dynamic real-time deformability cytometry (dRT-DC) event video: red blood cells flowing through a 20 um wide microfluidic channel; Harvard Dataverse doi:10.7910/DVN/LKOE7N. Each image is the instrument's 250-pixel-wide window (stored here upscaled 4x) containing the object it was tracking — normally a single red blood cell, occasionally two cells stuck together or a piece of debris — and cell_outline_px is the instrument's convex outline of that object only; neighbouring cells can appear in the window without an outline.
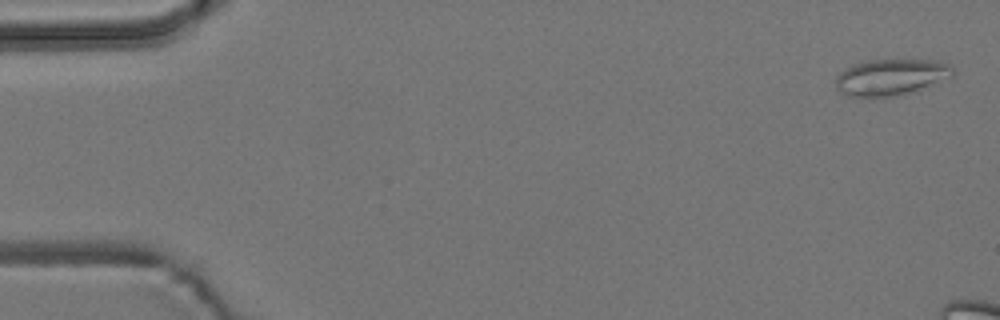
{"species": "common noctule bat (a hibernating species)", "species_latin": "Nyctalus noctula", "temperature_condition": "room temperature", "stored_images_in_passage": 6, "camera_frame_rate_fps": 3000, "um_per_image_px": 0.085, "animal": {"sex": "male", "body_mass_g": 19.2, "forearm_length_mm": 51.8}, "frame": {"image": 1, "passage_image": 1, "time_ms": 0.0, "image_size_px": [1000, 320], "cell_outline_px": [[952, 76], [912, 92], [896, 96], [848, 96], [840, 92], [836, 88], [836, 76], [844, 68], [852, 64], [868, 60], [932, 60], [948, 64], [952, 68]], "centroid_in_image_um": [75.67, 6.55], "position_along_channel_um": 9.3, "area_um2": 24.51}}